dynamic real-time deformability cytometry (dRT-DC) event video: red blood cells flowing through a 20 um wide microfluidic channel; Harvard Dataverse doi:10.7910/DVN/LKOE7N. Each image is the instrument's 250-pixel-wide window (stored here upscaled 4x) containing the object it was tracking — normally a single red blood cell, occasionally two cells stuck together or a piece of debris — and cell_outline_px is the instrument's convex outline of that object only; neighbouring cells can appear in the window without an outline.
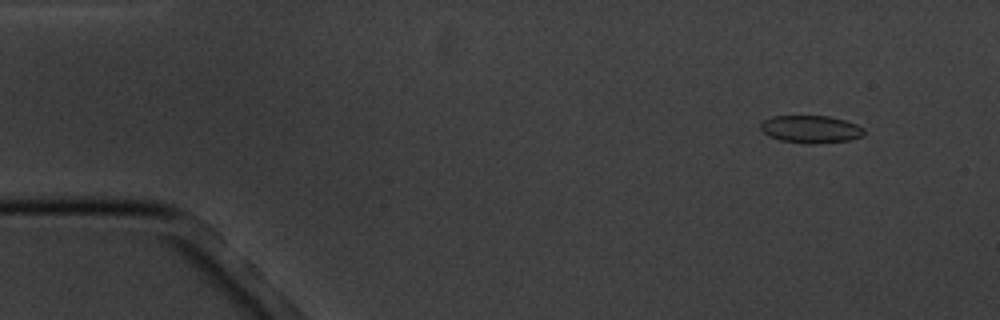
{"species": "common noctule bat (a hibernating species)", "species_latin": "Nyctalus noctula", "temperature_condition": "cold", "stored_images_in_passage": 4, "camera_frame_rate_fps": 3000, "um_per_image_px": 0.085, "animal": {"sex": "male", "body_mass_g": 20.1, "forearm_length_mm": 53.5}, "frame": {"image": 1, "passage_image": 1, "time_ms": 0.0, "image_size_px": [1000, 320], "cell_outline_px": [[864, 132], [860, 136], [848, 140], [812, 144], [780, 140], [768, 136], [760, 128], [760, 124], [764, 120], [772, 116], [828, 116], [844, 120], [856, 124], [864, 128]], "centroid_in_image_um": [68.89, 10.97], "position_along_channel_um": 16.1, "area_um2": 16.42}}